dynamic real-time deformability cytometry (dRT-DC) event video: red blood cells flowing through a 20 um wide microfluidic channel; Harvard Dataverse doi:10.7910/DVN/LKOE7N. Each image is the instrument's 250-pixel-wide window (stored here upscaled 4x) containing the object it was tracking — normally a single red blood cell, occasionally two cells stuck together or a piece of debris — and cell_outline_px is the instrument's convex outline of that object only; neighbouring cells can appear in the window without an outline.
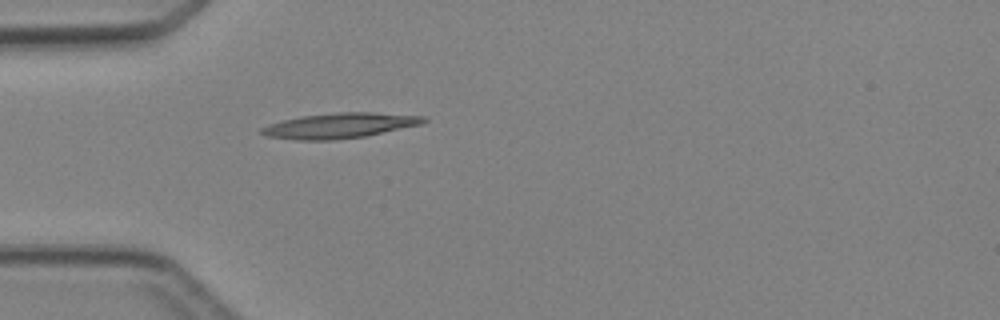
{"species": "Egyptian fruit bat (a non-hibernating species)", "species_latin": "Rousettus aegyptiacus", "temperature_condition": "cold", "stored_images_in_passage": 3, "camera_frame_rate_fps": 3000, "um_per_image_px": 0.085, "animal": {"sex": "female"}, "frame": {"image": 1, "passage_image": 3, "time_ms": 3.333, "image_size_px": [1000, 320], "cell_outline_px": [[428, 120], [424, 124], [364, 136], [332, 140], [296, 140], [264, 136], [260, 132], [260, 128], [268, 124], [300, 116], [340, 112], [372, 112], [424, 116]], "centroid_in_image_um": [28.86, 10.67], "position_along_channel_um": 56.1, "area_um2": 23.87}}